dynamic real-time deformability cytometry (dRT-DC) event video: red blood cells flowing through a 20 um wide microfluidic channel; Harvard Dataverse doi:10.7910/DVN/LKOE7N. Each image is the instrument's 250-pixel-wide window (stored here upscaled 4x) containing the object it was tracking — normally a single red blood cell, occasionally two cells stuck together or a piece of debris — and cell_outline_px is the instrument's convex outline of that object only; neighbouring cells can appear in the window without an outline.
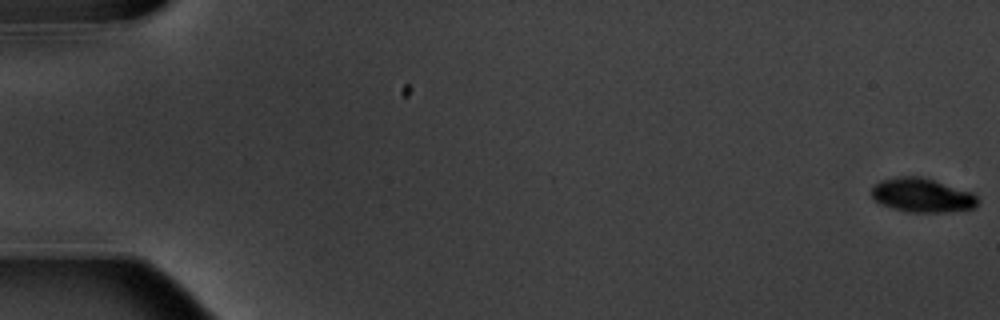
{"species": "common noctule bat (a hibernating species)", "species_latin": "Nyctalus noctula", "temperature_condition": "warm", "stored_images_in_passage": 6, "camera_frame_rate_fps": 3000, "um_per_image_px": 0.085, "animal": {"sex": "male", "body_mass_g": 20.1, "forearm_length_mm": 53.5}, "frame": {"image": 1, "passage_image": 1, "time_ms": 0.0, "image_size_px": [1000, 320], "cell_outline_px": [[980, 200], [976, 208], [952, 212], [908, 212], [892, 208], [880, 204], [872, 196], [872, 188], [880, 180], [900, 176], [920, 176], [972, 192]], "centroid_in_image_um": [78.42, 16.61], "position_along_channel_um": 6.6, "area_um2": 21.15}}
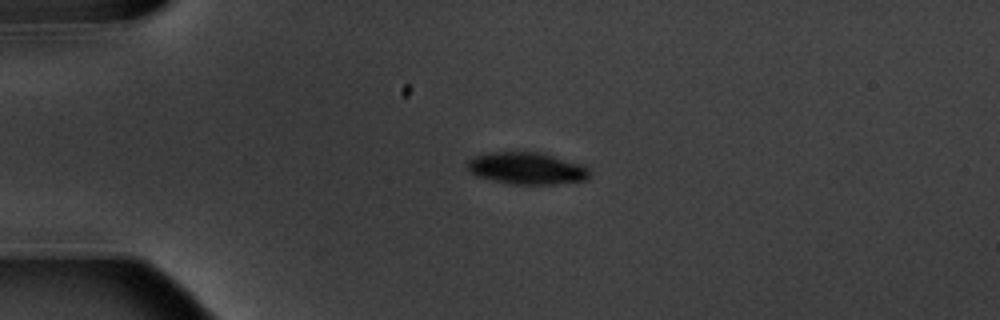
{"frame": {"image": 2, "passage_image": 5, "time_ms": 4.667, "image_size_px": [1000, 320], "cell_outline_px": [[588, 180], [556, 184], [512, 184], [492, 180], [476, 176], [468, 172], [464, 164], [468, 160], [476, 156], [488, 152], [544, 152], [580, 164], [588, 168]], "centroid_in_image_um": [44.73, 14.3], "position_along_channel_um": 40.3, "area_um2": 23.0}}